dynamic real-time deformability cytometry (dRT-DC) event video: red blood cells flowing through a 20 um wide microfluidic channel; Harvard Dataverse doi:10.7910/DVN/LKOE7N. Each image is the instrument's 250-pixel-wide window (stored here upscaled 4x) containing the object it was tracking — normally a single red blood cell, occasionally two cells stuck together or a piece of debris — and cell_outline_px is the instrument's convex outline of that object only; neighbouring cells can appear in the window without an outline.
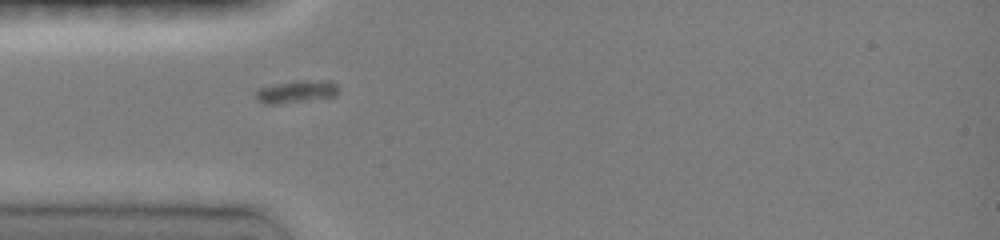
{"species": "common noctule bat (a hibernating species)", "species_latin": "Nyctalus noctula", "temperature_condition": "room temperature", "stored_images_in_passage": 7, "camera_frame_rate_fps": 3000, "um_per_image_px": 0.085, "animal": {"sex": "female", "body_mass_g": 19.0, "forearm_length_mm": 51.5}, "frame": {"image": 1, "passage_image": 6, "time_ms": 3.667, "image_size_px": [1000, 240], "cell_outline_px": [[336, 96], [276, 104], [264, 104], [256, 96], [256, 92], [260, 88], [280, 84], [304, 80], [332, 80], [336, 84]], "centroid_in_image_um": [25.23, 7.78], "position_along_channel_um": 59.8, "area_um2": 10.35}}